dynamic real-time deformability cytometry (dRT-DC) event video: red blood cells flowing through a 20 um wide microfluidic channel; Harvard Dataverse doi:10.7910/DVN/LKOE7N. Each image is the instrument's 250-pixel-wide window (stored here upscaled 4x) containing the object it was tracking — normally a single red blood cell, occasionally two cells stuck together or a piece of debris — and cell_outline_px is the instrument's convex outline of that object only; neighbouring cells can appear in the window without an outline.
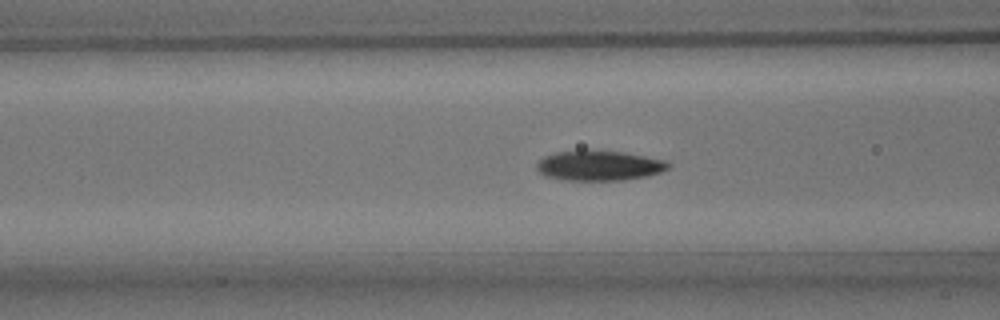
{"species": "common noctule bat (a hibernating species)", "species_latin": "Nyctalus noctula", "temperature_condition": "room temperature", "stored_images_in_passage": 45, "camera_frame_rate_fps": 3000, "um_per_image_px": 0.085, "animal": {"sex": "male", "body_mass_g": 15.6}, "frame": {"image": 1, "passage_image": 20, "time_ms": 6.333, "image_size_px": [1000, 320], "cell_outline_px": [[672, 164], [668, 168], [660, 172], [644, 176], [624, 180], [560, 180], [544, 176], [536, 168], [536, 164], [544, 156], [556, 152], [580, 148], [584, 148], [624, 152], [664, 160]], "centroid_in_image_um": [50.86, 14.05], "position_along_channel_um": 115.7, "area_um2": 23.52}}
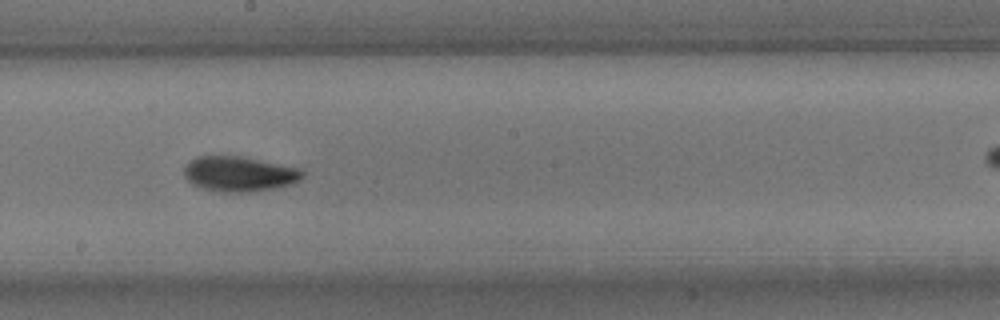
{"frame": {"image": 2, "passage_image": 29, "time_ms": 9.333, "image_size_px": [1000, 320], "cell_outline_px": [[304, 176], [300, 180], [292, 184], [276, 188], [248, 192], [224, 192], [204, 188], [192, 184], [184, 176], [184, 168], [196, 156], [240, 156], [300, 168], [304, 172]], "centroid_in_image_um": [20.37, 14.78], "position_along_channel_um": 227.8, "area_um2": 24.1}}
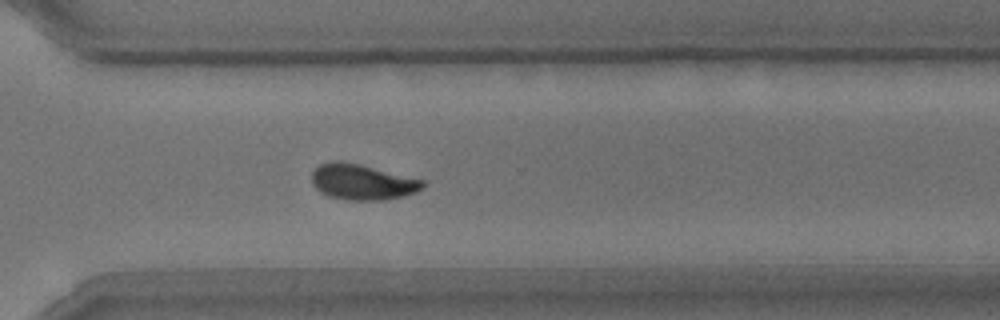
{"frame": {"image": 3, "passage_image": 38, "time_ms": 12.333, "image_size_px": [1000, 320], "cell_outline_px": [[424, 184], [416, 192], [404, 196], [384, 200], [344, 200], [328, 196], [320, 192], [312, 184], [312, 172], [320, 164], [332, 160], [340, 160], [424, 180]], "centroid_in_image_um": [30.74, 15.48], "position_along_channel_um": 339.9, "area_um2": 22.89}}